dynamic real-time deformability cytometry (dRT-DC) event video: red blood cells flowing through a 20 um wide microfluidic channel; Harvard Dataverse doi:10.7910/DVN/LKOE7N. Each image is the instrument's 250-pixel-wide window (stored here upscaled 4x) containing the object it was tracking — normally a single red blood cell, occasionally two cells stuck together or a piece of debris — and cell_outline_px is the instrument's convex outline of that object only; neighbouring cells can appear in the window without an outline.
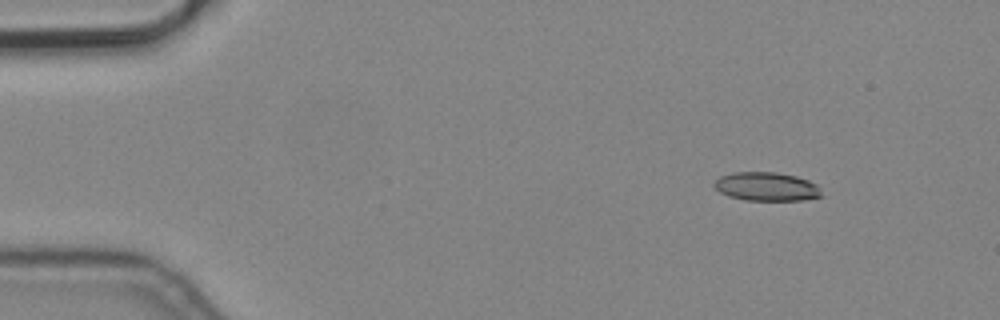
{"species": "common noctule bat (a hibernating species)", "species_latin": "Nyctalus noctula", "temperature_condition": "cold", "stored_images_in_passage": 3, "camera_frame_rate_fps": 3000, "um_per_image_px": 0.085, "animal": {"sex": "male", "body_mass_g": 19.2, "forearm_length_mm": 51.8}, "frame": {"image": 1, "passage_image": 1, "time_ms": 0.0, "image_size_px": [1000, 320], "cell_outline_px": [[820, 196], [800, 200], [744, 200], [728, 196], [720, 192], [712, 184], [720, 176], [732, 172], [776, 172], [796, 176], [808, 180], [816, 184], [820, 192]], "centroid_in_image_um": [65.1, 15.85], "position_along_channel_um": 19.9, "area_um2": 17.8}}
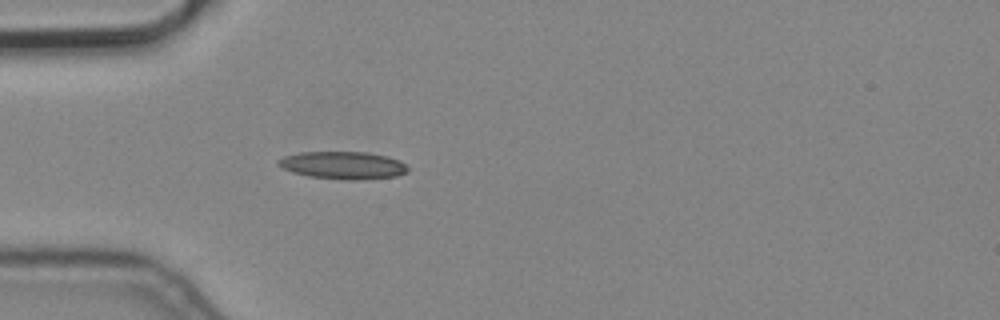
{"frame": {"image": 2, "passage_image": 3, "time_ms": 0.667, "image_size_px": [1000, 320], "cell_outline_px": [[408, 172], [396, 176], [356, 180], [344, 180], [308, 176], [292, 172], [276, 164], [276, 160], [284, 156], [300, 152], [368, 152], [388, 156], [400, 160], [408, 168]], "centroid_in_image_um": [29.15, 14.04], "position_along_channel_um": 55.9, "area_um2": 20.92}}